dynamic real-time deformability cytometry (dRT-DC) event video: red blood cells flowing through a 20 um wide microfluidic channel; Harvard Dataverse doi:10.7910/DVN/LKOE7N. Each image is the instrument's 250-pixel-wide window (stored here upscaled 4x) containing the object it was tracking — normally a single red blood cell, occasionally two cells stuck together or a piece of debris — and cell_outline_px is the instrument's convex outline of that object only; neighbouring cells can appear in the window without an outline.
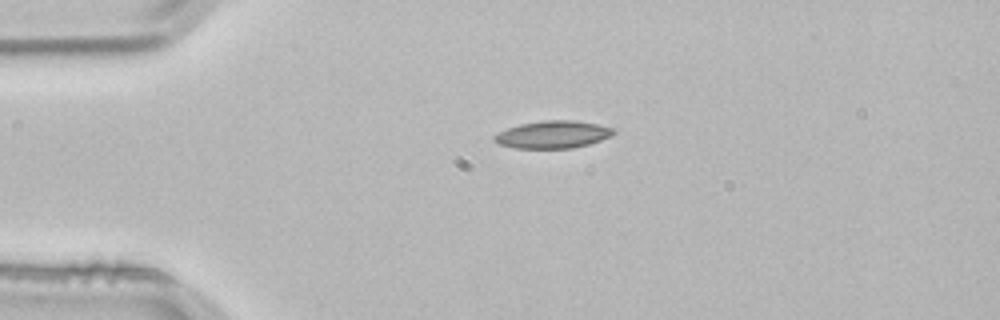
{"species": "common noctule bat (a hibernating species)", "species_latin": "Nyctalus noctula", "temperature_condition": "room temperature", "stored_images_in_passage": 3, "camera_frame_rate_fps": 3000, "um_per_image_px": 0.085, "animal": {"sex": "male", "body_mass_g": 21.5, "forearm_length_mm": 52.0}, "frame": {"image": 1, "passage_image": 3, "time_ms": 0.667, "image_size_px": [1000, 320], "cell_outline_px": [[616, 132], [612, 136], [588, 144], [572, 148], [516, 148], [500, 144], [492, 140], [492, 136], [508, 128], [520, 124], [544, 120], [576, 120], [600, 124], [616, 128]], "centroid_in_image_um": [47.04, 11.42], "position_along_channel_um": 38.0, "area_um2": 19.19}}